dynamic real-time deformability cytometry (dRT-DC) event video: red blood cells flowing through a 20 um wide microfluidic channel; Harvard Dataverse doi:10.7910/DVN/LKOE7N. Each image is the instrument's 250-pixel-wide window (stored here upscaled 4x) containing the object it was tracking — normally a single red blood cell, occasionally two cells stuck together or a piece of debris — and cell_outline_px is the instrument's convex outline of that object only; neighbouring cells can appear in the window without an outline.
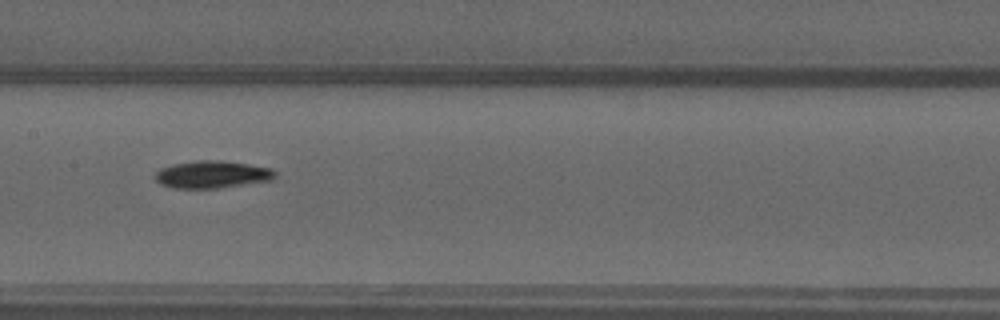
{"species": "common noctule bat (a hibernating species)", "species_latin": "Nyctalus noctula", "temperature_condition": "warm", "stored_images_in_passage": 36, "camera_frame_rate_fps": 3000, "um_per_image_px": 0.085, "animal": {"sex": "male", "forearm_length_mm": 52.5}, "frame": {"image": 1, "passage_image": 11, "time_ms": 3.333, "image_size_px": [1000, 320], "cell_outline_px": [[276, 176], [272, 180], [220, 188], [172, 188], [160, 184], [156, 180], [156, 172], [160, 168], [172, 164], [196, 160], [220, 160], [248, 164], [272, 168], [276, 172]], "centroid_in_image_um": [18.04, 14.83], "position_along_channel_um": 189.4, "area_um2": 19.25}}
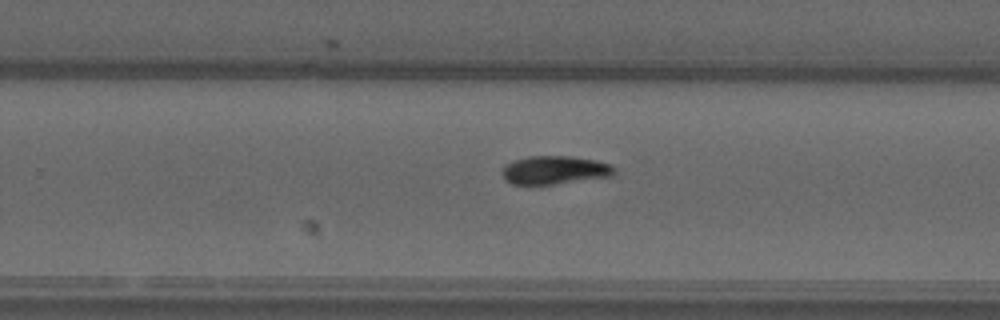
{"frame": {"image": 2, "passage_image": 18, "time_ms": 5.667, "image_size_px": [1000, 320], "cell_outline_px": [[616, 176], [552, 184], [512, 184], [504, 180], [500, 172], [508, 164], [516, 160], [528, 156], [568, 156], [596, 160], [612, 164], [616, 168]], "centroid_in_image_um": [47.21, 14.46], "position_along_channel_um": 282.6, "area_um2": 18.67}}
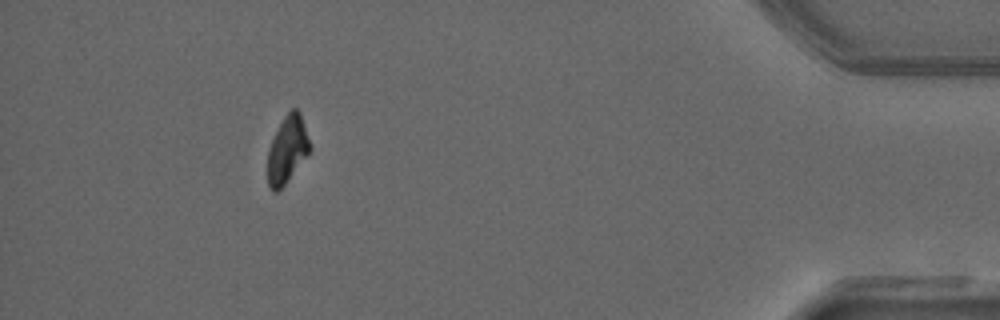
{"frame": {"image": 3, "passage_image": 32, "time_ms": 10.333, "image_size_px": [1000, 320], "cell_outline_px": [[312, 148], [284, 184], [276, 192], [272, 192], [268, 188], [268, 148], [284, 116], [292, 108], [296, 108], [300, 112]], "centroid_in_image_um": [24.41, 12.7], "position_along_channel_um": 410.8, "area_um2": 16.18}, "authors_computed_cell_mechanics": {"area_um2": 18.4382, "velocity_mm_per_s": 4.0194, "shape_relaxation_time_tau1_ms": 5.483, "shape_relaxation_time_tau2_ms": null, "deformation_change_tau1": 0.175, "deformation_change_tau2": null}}